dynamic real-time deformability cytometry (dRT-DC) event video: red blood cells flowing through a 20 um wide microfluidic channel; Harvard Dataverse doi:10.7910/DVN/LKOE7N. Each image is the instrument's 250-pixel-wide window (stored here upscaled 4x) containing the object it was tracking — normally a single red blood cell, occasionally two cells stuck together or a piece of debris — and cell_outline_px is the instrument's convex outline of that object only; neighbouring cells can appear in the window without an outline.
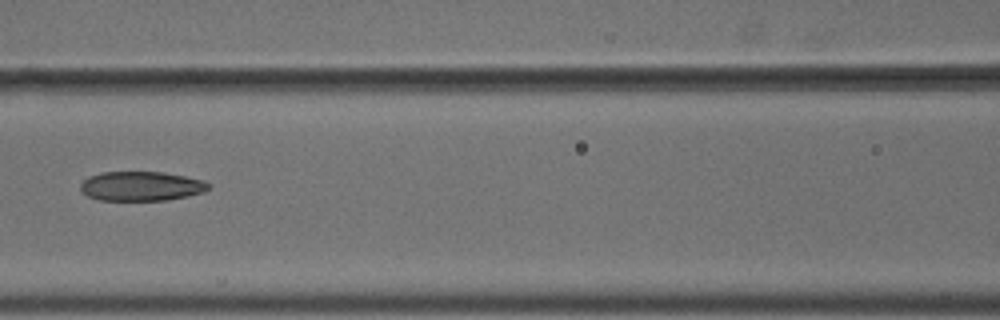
{"species": "common noctule bat (a hibernating species)", "species_latin": "Nyctalus noctula", "temperature_condition": "cold", "stored_images_in_passage": 8, "camera_frame_rate_fps": 3000, "um_per_image_px": 0.085, "animal": {"sex": "male", "body_mass_g": 18.8}, "frame": {"image": 1, "passage_image": 8, "time_ms": 2.333, "image_size_px": [1000, 320], "cell_outline_px": [[208, 188], [204, 192], [188, 196], [168, 200], [100, 200], [88, 196], [80, 188], [80, 184], [88, 176], [100, 172], [164, 172], [204, 180], [208, 184]], "centroid_in_image_um": [11.99, 15.82], "position_along_channel_um": 154.6, "area_um2": 21.91}}